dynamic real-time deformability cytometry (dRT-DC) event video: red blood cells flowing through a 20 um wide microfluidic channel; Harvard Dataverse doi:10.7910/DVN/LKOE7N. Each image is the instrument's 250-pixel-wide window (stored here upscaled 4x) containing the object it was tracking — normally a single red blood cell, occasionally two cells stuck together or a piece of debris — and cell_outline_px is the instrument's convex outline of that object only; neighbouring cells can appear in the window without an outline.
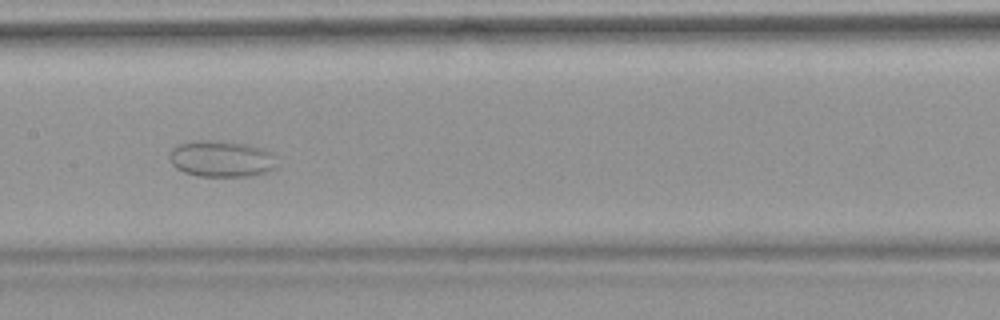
{"species": "common noctule bat (a hibernating species)", "species_latin": "Nyctalus noctula", "temperature_condition": "warm", "stored_images_in_passage": 8, "camera_frame_rate_fps": 3000, "um_per_image_px": 0.085, "animal": {"sex": "female", "body_mass_g": 18.4}, "frame": {"image": 1, "passage_image": 7, "time_ms": 7.0, "image_size_px": [1000, 320], "cell_outline_px": [[276, 168], [252, 176], [196, 176], [184, 172], [176, 168], [172, 164], [172, 148], [180, 144], [196, 140], [220, 140], [248, 144], [260, 148], [268, 152], [272, 156]], "centroid_in_image_um": [18.8, 13.5], "position_along_channel_um": 188.6, "area_um2": 22.43}}